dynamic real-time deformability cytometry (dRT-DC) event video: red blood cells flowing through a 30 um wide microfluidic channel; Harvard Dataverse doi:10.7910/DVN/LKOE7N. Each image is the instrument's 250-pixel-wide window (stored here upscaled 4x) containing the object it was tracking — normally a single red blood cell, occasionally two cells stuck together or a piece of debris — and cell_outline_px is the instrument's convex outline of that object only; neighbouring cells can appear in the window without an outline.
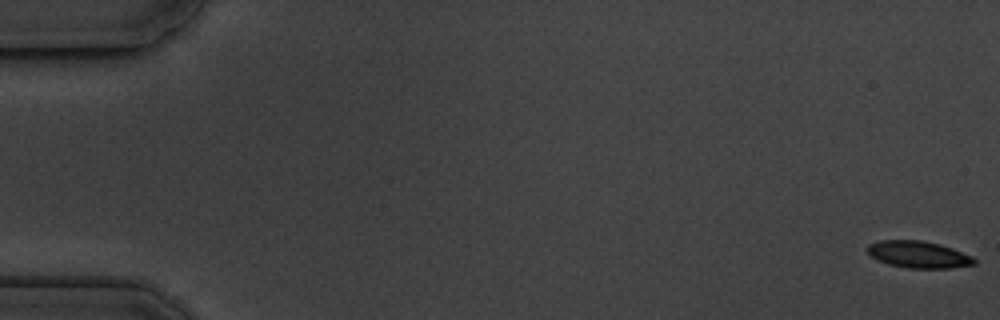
{"species": "common noctule bat (a hibernating species)", "species_latin": "Nyctalus noctula", "temperature_condition": "cold", "stored_images_in_passage": 17, "camera_frame_rate_fps": 3000, "um_per_image_px": 0.085, "animal": {"sex": "male", "body_mass_g": 19.5, "forearm_length_mm": 54.6}, "frame": {"image": 1, "passage_image": 1, "time_ms": 0.0, "image_size_px": [1000, 320], "cell_outline_px": [[976, 264], [952, 268], [908, 268], [888, 264], [876, 260], [868, 252], [868, 244], [880, 240], [920, 240], [940, 244], [952, 248], [972, 256], [976, 260]], "centroid_in_image_um": [78.08, 21.63], "position_along_channel_um": 6.9, "area_um2": 16.76}}
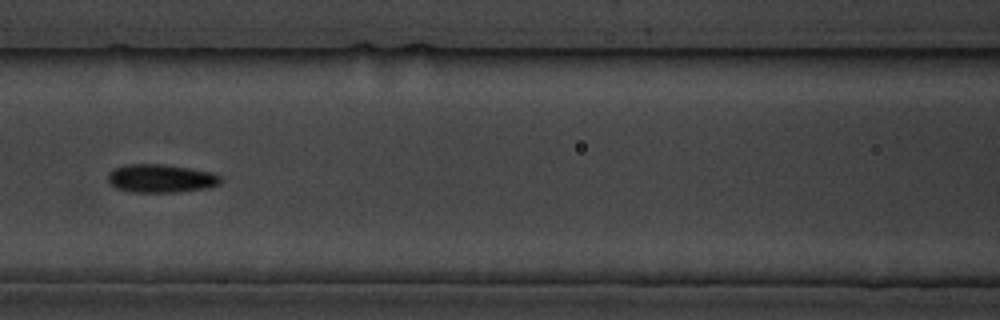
{"frame": {"image": 2, "passage_image": 8, "time_ms": 8.333, "image_size_px": [1000, 320], "cell_outline_px": [[224, 180], [220, 184], [208, 188], [176, 192], [132, 192], [116, 188], [108, 180], [108, 172], [116, 168], [128, 164], [164, 164], [212, 172], [220, 176]], "centroid_in_image_um": [13.71, 15.17], "position_along_channel_um": 152.9, "area_um2": 18.61}}
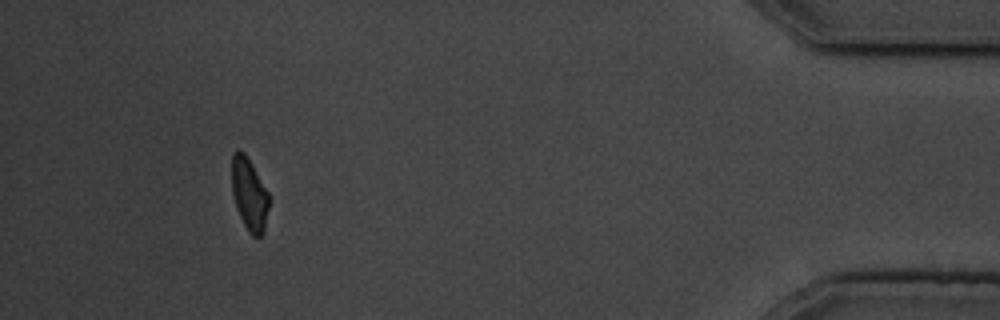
{"frame": {"image": 3, "passage_image": 16, "time_ms": 17.333, "image_size_px": [1000, 320], "cell_outline_px": [[268, 208], [264, 232], [260, 236], [252, 236], [248, 232], [240, 216], [232, 192], [232, 152], [236, 148], [240, 148], [244, 152], [252, 164], [268, 192]], "centroid_in_image_um": [21.18, 16.47], "position_along_channel_um": 414.0, "area_um2": 15.61}, "authors_computed_cell_mechanics": {"area_um2": 17.5134, "velocity_mm_per_s": 3.5774, "shape_relaxation_time_tau1_ms": 2.0294, "shape_relaxation_time_tau2_ms": 1.6029, "deformation_change_tau1": 0.0902, "deformation_change_tau2": 0.072}}